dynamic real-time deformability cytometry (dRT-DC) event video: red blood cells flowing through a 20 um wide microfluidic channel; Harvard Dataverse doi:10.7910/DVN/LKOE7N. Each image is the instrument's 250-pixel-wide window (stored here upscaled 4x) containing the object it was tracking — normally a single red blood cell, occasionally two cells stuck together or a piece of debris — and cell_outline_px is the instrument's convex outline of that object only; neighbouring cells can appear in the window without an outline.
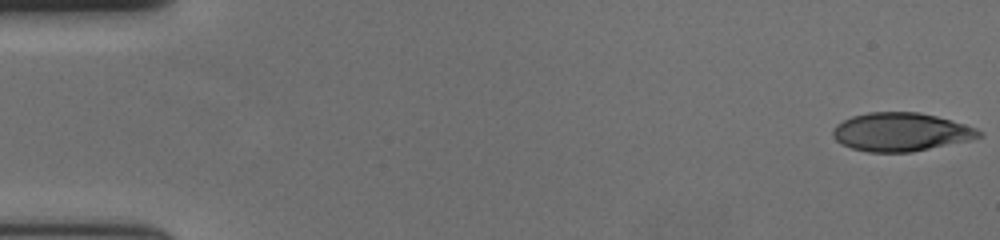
{"species": "human", "species_latin": "Homo sapiens", "temperature_condition": "cold", "stored_images_in_passage": 57, "camera_frame_rate_fps": 3000, "um_per_image_px": 0.085, "donor": {"sex": "female"}, "frame": {"image": 1, "passage_image": 1, "time_ms": 0.0, "image_size_px": [1000, 240], "cell_outline_px": [[984, 136], [968, 140], [912, 152], [868, 152], [852, 148], [840, 144], [832, 136], [832, 128], [836, 124], [852, 116], [868, 112], [920, 112], [952, 120], [976, 128], [984, 132]], "centroid_in_image_um": [76.56, 11.21], "position_along_channel_um": 8.4, "area_um2": 32.83}}
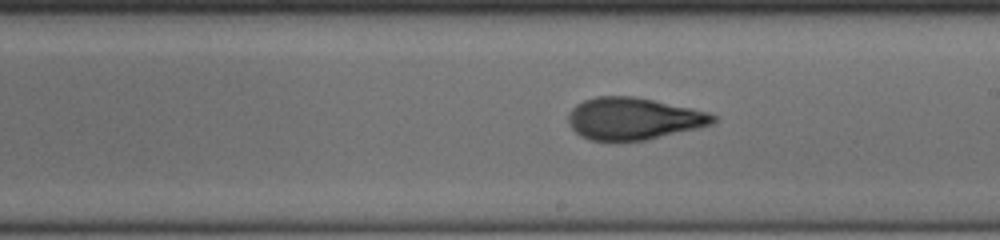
{"frame": {"image": 2, "passage_image": 33, "time_ms": 10.667, "image_size_px": [1000, 240], "cell_outline_px": [[716, 120], [712, 124], [700, 128], [644, 140], [592, 140], [580, 136], [572, 128], [568, 120], [568, 112], [576, 104], [584, 100], [596, 96], [632, 96], [692, 108], [708, 112], [716, 116]], "centroid_in_image_um": [53.84, 10.08], "position_along_channel_um": 235.2, "area_um2": 35.32}}
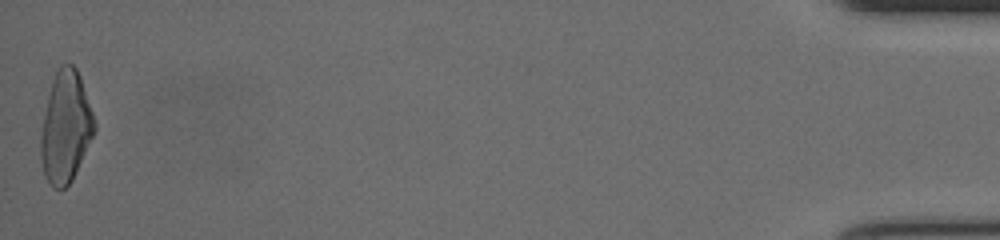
{"frame": {"image": 3, "passage_image": 57, "time_ms": 18.667, "image_size_px": [1000, 240], "cell_outline_px": [[96, 132], [72, 180], [64, 188], [52, 188], [44, 172], [40, 156], [40, 136], [48, 96], [52, 80], [60, 64], [72, 64], [76, 68], [80, 76], [96, 124]], "centroid_in_image_um": [5.59, 10.81], "position_along_channel_um": 429.6, "area_um2": 34.62}, "authors_computed_cell_mechanics": {"area_um2": 34.4488, "velocity_mm_per_s": 3.6608, "shape_relaxation_time_tau1_ms": 5.8823, "shape_relaxation_time_tau2_ms": 1.6863, "deformation_change_tau1": 0.2149, "deformation_change_tau2": 0.0957}}